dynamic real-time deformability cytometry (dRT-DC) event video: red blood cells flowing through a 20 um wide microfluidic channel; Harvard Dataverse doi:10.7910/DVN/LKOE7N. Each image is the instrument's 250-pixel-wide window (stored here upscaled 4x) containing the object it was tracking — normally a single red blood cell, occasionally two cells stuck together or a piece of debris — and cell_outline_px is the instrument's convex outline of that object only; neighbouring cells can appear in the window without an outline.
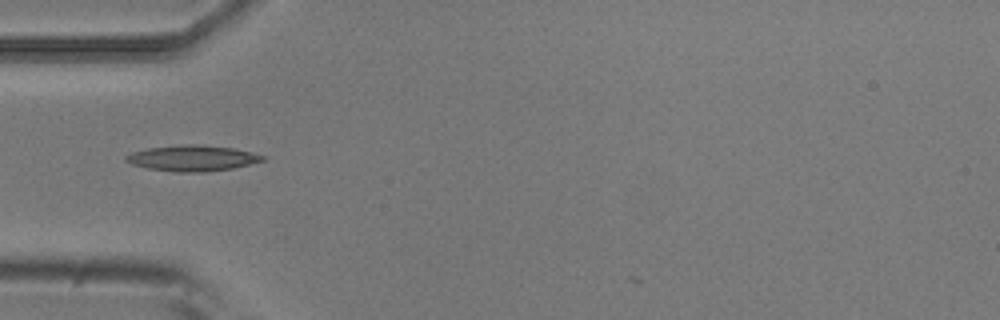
{"species": "common noctule bat (a hibernating species)", "species_latin": "Nyctalus noctula", "temperature_condition": "room temperature", "stored_images_in_passage": 3, "camera_frame_rate_fps": 3000, "um_per_image_px": 0.085, "animal": {"sex": "male", "body_mass_g": 20.5, "forearm_length_mm": 52.5}, "frame": {"image": 1, "passage_image": 1, "time_ms": 0.0, "image_size_px": [1000, 320], "cell_outline_px": [[268, 156], [264, 160], [232, 168], [204, 172], [176, 172], [148, 168], [132, 164], [124, 160], [124, 156], [132, 152], [148, 148], [184, 144], [204, 144], [232, 148]], "centroid_in_image_um": [16.34, 13.43], "position_along_channel_um": 68.7, "area_um2": 20.52}}
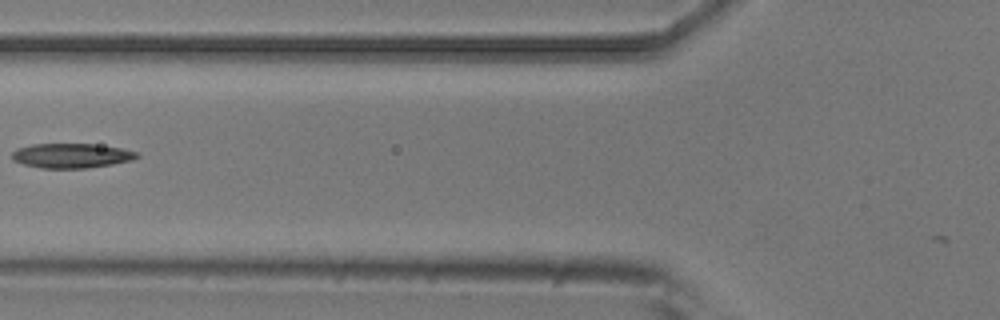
{"frame": {"image": 2, "passage_image": 2, "time_ms": 0.333, "image_size_px": [1000, 320], "cell_outline_px": [[140, 156], [132, 160], [112, 164], [88, 168], [40, 168], [24, 164], [12, 160], [12, 152], [16, 148], [32, 144], [92, 144], [120, 148], [140, 152]], "centroid_in_image_um": [6.07, 13.23], "position_along_channel_um": 119.7, "area_um2": 17.98}}
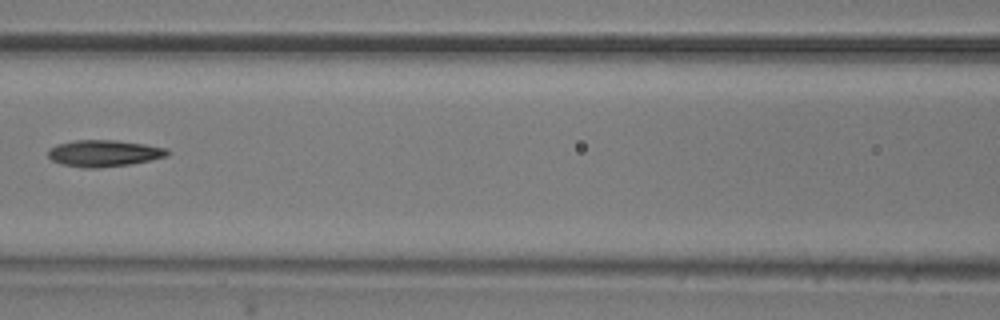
{"frame": {"image": 3, "passage_image": 3, "time_ms": 0.667, "image_size_px": [1000, 320], "cell_outline_px": [[172, 152], [168, 156], [132, 164], [96, 168], [84, 168], [64, 164], [52, 160], [48, 156], [48, 152], [56, 144], [76, 140], [116, 140], [144, 144], [168, 148]], "centroid_in_image_um": [8.9, 13.02], "position_along_channel_um": 157.7, "area_um2": 18.5}}